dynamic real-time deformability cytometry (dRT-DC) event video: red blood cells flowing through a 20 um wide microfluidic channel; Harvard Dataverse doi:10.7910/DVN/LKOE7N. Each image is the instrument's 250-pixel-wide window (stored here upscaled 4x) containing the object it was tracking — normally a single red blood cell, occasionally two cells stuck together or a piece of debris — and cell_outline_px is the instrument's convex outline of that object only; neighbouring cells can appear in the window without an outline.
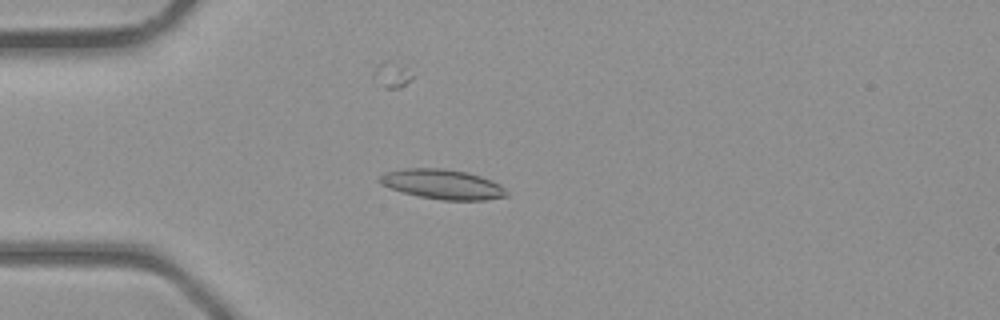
{"species": "common noctule bat (a hibernating species)", "species_latin": "Nyctalus noctula", "temperature_condition": "room temperature", "stored_images_in_passage": 41, "camera_frame_rate_fps": 3000, "um_per_image_px": 0.085, "animal": {"sex": "male", "body_mass_g": 23.1, "forearm_length_mm": 52.7}, "frame": {"image": 1, "passage_image": 11, "time_ms": 3.333, "image_size_px": [1000, 320], "cell_outline_px": [[508, 196], [484, 200], [440, 200], [420, 196], [404, 192], [380, 184], [376, 180], [384, 172], [404, 168], [444, 168], [468, 172], [492, 180], [500, 184], [508, 192]], "centroid_in_image_um": [37.62, 15.65], "position_along_channel_um": 47.4, "area_um2": 22.14}}
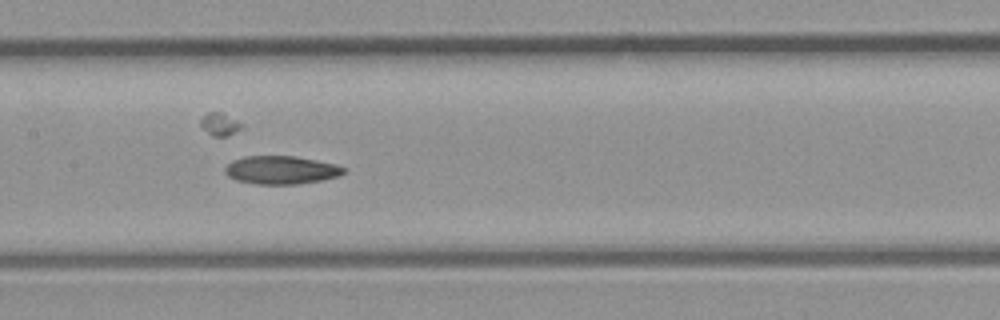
{"frame": {"image": 2, "passage_image": 20, "time_ms": 6.333, "image_size_px": [1000, 320], "cell_outline_px": [[348, 168], [340, 176], [320, 180], [296, 184], [256, 184], [236, 180], [228, 176], [224, 172], [224, 168], [232, 160], [244, 156], [296, 156], [336, 164]], "centroid_in_image_um": [23.9, 14.44], "position_along_channel_um": 183.5, "area_um2": 19.59}}
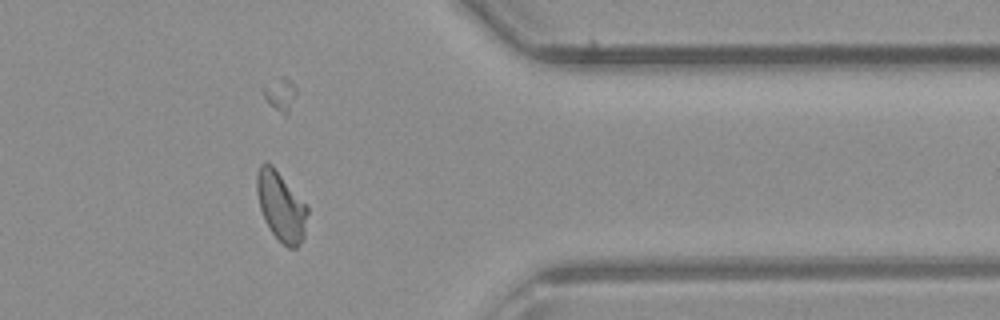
{"frame": {"image": 3, "passage_image": 33, "time_ms": 10.667, "image_size_px": [1000, 320], "cell_outline_px": [[308, 212], [304, 236], [300, 244], [296, 248], [288, 248], [272, 232], [264, 220], [260, 208], [256, 192], [256, 172], [260, 164], [272, 164], [308, 208]], "centroid_in_image_um": [23.87, 17.54], "position_along_channel_um": 387.5, "area_um2": 20.17}}